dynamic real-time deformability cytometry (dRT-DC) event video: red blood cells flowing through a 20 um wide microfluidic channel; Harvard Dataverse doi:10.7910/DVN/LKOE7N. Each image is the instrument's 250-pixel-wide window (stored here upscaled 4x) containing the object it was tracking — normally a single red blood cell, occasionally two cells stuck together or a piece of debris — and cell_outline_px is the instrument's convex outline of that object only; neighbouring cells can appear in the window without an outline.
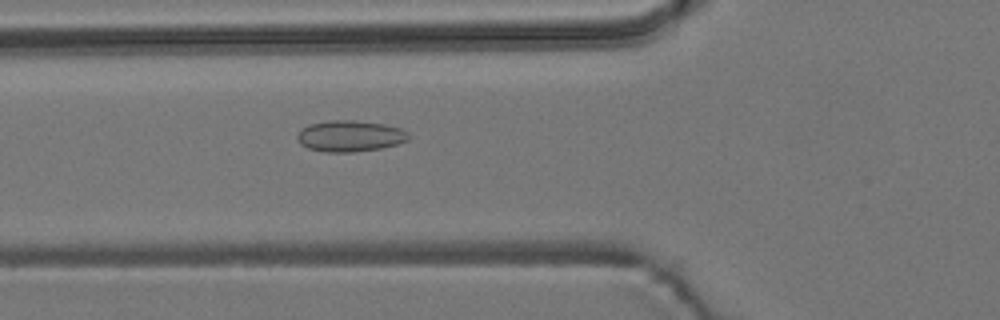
{"species": "common noctule bat (a hibernating species)", "species_latin": "Nyctalus noctula", "temperature_condition": "room temperature", "stored_images_in_passage": 52, "camera_frame_rate_fps": 3000, "um_per_image_px": 0.085, "animal": {"sex": "male", "body_mass_g": 19.2, "forearm_length_mm": 51.8}, "frame": {"image": 1, "passage_image": 20, "time_ms": 6.333, "image_size_px": [1000, 320], "cell_outline_px": [[408, 140], [396, 144], [380, 148], [352, 152], [324, 152], [308, 148], [300, 144], [296, 136], [308, 124], [328, 120], [352, 120], [384, 124], [400, 128], [408, 132]], "centroid_in_image_um": [29.73, 11.56], "position_along_channel_um": 96.1, "area_um2": 20.11}}
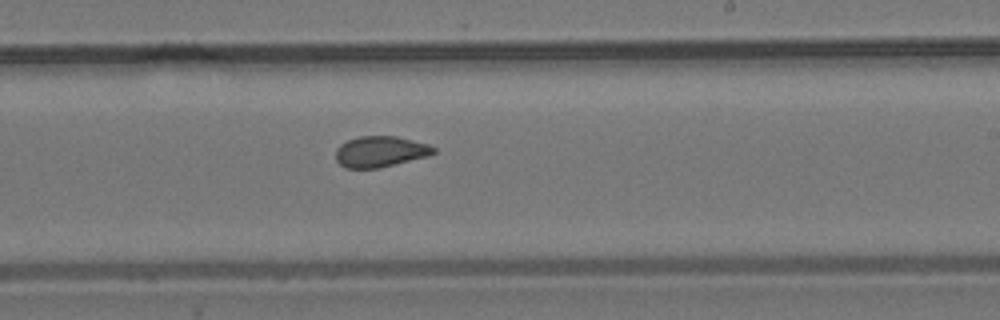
{"frame": {"image": 2, "passage_image": 33, "time_ms": 10.667, "image_size_px": [1000, 320], "cell_outline_px": [[436, 152], [428, 156], [380, 168], [344, 168], [336, 160], [336, 148], [340, 144], [348, 140], [360, 136], [396, 136], [428, 144], [436, 148]], "centroid_in_image_um": [32.32, 12.89], "position_along_channel_um": 256.7, "area_um2": 17.69}}
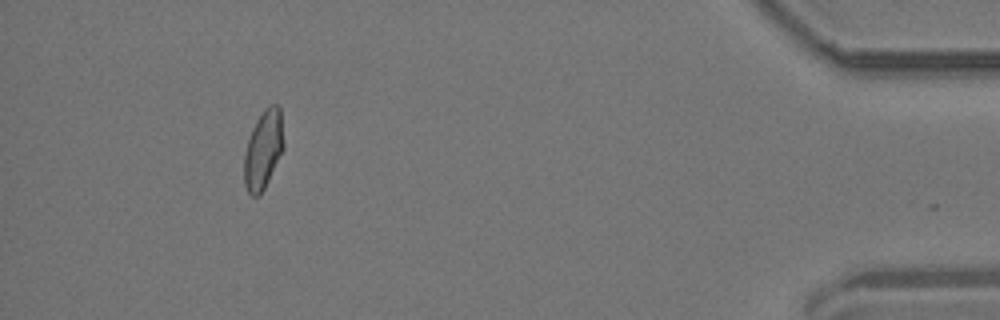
{"frame": {"image": 3, "passage_image": 51, "time_ms": 16.667, "image_size_px": [1000, 320], "cell_outline_px": [[284, 148], [260, 196], [252, 196], [248, 192], [244, 184], [244, 156], [248, 140], [252, 128], [256, 120], [264, 108], [268, 104], [280, 104], [284, 144]], "centroid_in_image_um": [22.38, 12.68], "position_along_channel_um": 412.8, "area_um2": 18.21}, "authors_computed_cell_mechanics": {"area_um2": 18.496, "velocity_mm_per_s": 3.6968, "shape_relaxation_time_tau1_ms": null, "shape_relaxation_time_tau2_ms": 1.0037, "deformation_change_tau1": null, "deformation_change_tau2": 0.0627}}